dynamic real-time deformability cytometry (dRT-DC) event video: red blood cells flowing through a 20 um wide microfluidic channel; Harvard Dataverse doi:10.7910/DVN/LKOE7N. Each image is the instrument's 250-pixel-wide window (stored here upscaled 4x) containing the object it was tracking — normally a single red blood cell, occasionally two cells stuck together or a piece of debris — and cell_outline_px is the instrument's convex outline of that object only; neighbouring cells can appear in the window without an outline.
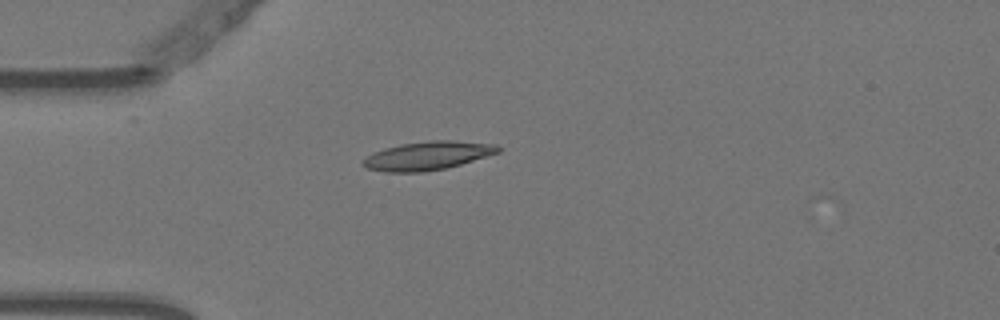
{"species": "Egyptian fruit bat (a non-hibernating species)", "species_latin": "Rousettus aegyptiacus", "temperature_condition": "warm", "stored_images_in_passage": 1, "camera_frame_rate_fps": 3000, "um_per_image_px": 0.085, "animal": {"sex": "female"}, "frame": {"image": 1, "passage_image": 1, "time_ms": 0.0, "image_size_px": [1000, 320], "cell_outline_px": [[500, 152], [460, 164], [444, 168], [420, 172], [384, 172], [364, 168], [360, 164], [360, 160], [384, 148], [400, 144], [432, 140], [448, 140], [496, 144], [500, 148]], "centroid_in_image_um": [36.29, 13.24], "position_along_channel_um": 48.7, "area_um2": 22.37}}